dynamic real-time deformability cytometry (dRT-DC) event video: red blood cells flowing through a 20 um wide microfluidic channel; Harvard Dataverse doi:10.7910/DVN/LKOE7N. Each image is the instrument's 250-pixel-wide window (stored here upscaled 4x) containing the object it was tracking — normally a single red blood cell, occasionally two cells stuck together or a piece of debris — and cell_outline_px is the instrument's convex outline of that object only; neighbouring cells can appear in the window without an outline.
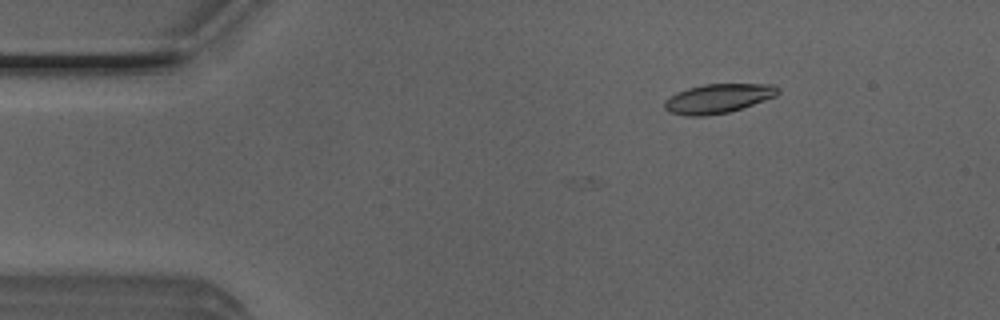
{"species": "Egyptian fruit bat (a non-hibernating species)", "species_latin": "Rousettus aegyptiacus", "temperature_condition": "room temperature", "stored_images_in_passage": 9, "camera_frame_rate_fps": 3000, "um_per_image_px": 0.085, "animal": {"sex": "male"}, "frame": {"image": 1, "passage_image": 1, "time_ms": 0.0, "image_size_px": [1000, 320], "cell_outline_px": [[780, 92], [776, 96], [728, 112], [704, 116], [684, 116], [668, 112], [664, 108], [664, 100], [676, 92], [688, 88], [704, 84], [776, 84], [780, 88]], "centroid_in_image_um": [61.01, 8.37], "position_along_channel_um": 24.0, "area_um2": 19.42}}